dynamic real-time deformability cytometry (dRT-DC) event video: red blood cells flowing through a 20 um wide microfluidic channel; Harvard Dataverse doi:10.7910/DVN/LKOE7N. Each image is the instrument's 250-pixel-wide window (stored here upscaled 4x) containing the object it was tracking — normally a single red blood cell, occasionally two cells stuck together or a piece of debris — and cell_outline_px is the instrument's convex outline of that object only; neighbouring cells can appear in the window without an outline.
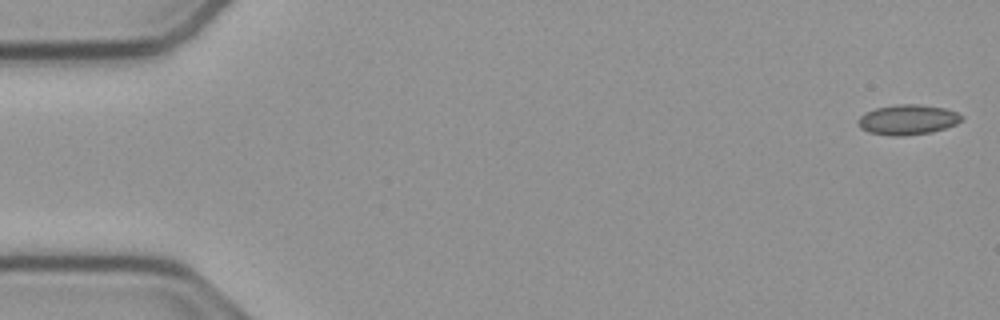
{"species": "common noctule bat (a hibernating species)", "species_latin": "Nyctalus noctula", "temperature_condition": "cold", "stored_images_in_passage": 6, "camera_frame_rate_fps": 3000, "um_per_image_px": 0.085, "animal": {"sex": "male", "body_mass_g": 23.1, "forearm_length_mm": 52.7}, "frame": {"image": 1, "passage_image": 1, "time_ms": 0.0, "image_size_px": [1000, 320], "cell_outline_px": [[964, 120], [956, 124], [932, 132], [904, 136], [892, 136], [868, 132], [860, 128], [856, 120], [860, 116], [876, 108], [900, 104], [916, 104], [944, 108], [956, 112], [964, 116]], "centroid_in_image_um": [77.16, 10.18], "position_along_channel_um": 7.8, "area_um2": 18.15}}